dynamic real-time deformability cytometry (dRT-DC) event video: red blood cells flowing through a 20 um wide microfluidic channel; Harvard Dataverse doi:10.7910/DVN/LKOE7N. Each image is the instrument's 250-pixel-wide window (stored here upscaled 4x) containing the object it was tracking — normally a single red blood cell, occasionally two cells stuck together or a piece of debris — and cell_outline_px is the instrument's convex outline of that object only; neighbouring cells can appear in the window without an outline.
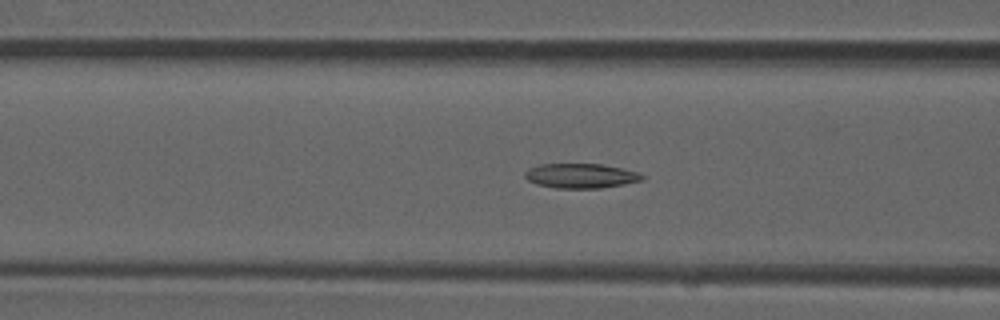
{"species": "common noctule bat (a hibernating species)", "species_latin": "Nyctalus noctula", "temperature_condition": "room temperature", "stored_images_in_passage": 52, "camera_frame_rate_fps": 3000, "um_per_image_px": 0.085, "animal": {"sex": "male", "forearm_length_mm": 52.5}, "frame": {"image": 1, "passage_image": 21, "time_ms": 6.667, "image_size_px": [1000, 320], "cell_outline_px": [[644, 180], [624, 184], [600, 188], [556, 188], [536, 184], [528, 180], [524, 176], [524, 172], [528, 168], [540, 164], [600, 164], [620, 168], [636, 172], [644, 176]], "centroid_in_image_um": [49.33, 14.95], "position_along_channel_um": 117.3, "area_um2": 16.76}}
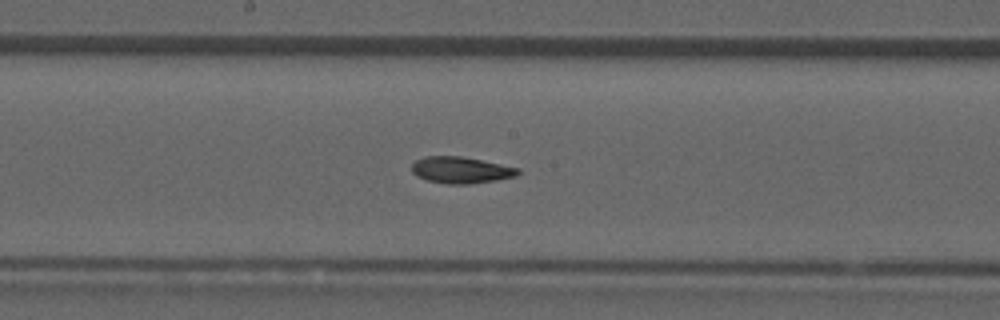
{"frame": {"image": 2, "passage_image": 28, "time_ms": 9.0, "image_size_px": [1000, 320], "cell_outline_px": [[520, 172], [516, 176], [496, 180], [468, 184], [444, 184], [428, 180], [416, 176], [412, 172], [412, 164], [416, 160], [424, 156], [460, 156], [520, 168]], "centroid_in_image_um": [39.16, 14.46], "position_along_channel_um": 209.0, "area_um2": 16.36}}
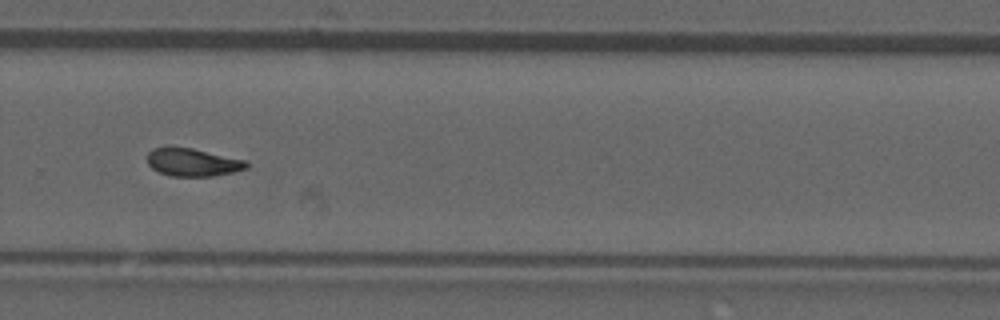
{"frame": {"image": 3, "passage_image": 36, "time_ms": 11.667, "image_size_px": [1000, 320], "cell_outline_px": [[248, 168], [232, 172], [212, 176], [172, 176], [160, 172], [152, 168], [148, 164], [148, 152], [152, 148], [168, 144], [192, 148], [248, 160]], "centroid_in_image_um": [16.36, 13.75], "position_along_channel_um": 313.4, "area_um2": 16.53}, "authors_computed_cell_mechanics": {"area_um2": 16.6175, "velocity_mm_per_s": 3.9304, "shape_relaxation_time_tau1_ms": null, "shape_relaxation_time_tau2_ms": 5.5518, "deformation_change_tau1": null, "deformation_change_tau2": 0.1173}}